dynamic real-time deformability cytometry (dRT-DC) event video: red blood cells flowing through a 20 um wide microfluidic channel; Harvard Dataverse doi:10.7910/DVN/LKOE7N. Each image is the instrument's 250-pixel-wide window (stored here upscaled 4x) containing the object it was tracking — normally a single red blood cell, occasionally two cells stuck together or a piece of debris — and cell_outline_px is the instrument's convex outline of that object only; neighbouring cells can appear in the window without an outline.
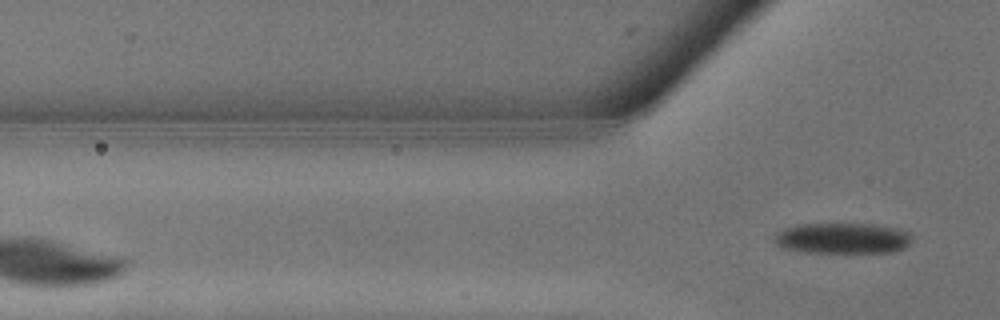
{"species": "common noctule bat (a hibernating species)", "species_latin": "Nyctalus noctula", "temperature_condition": "warm", "stored_images_in_passage": 4, "camera_frame_rate_fps": 3000, "um_per_image_px": 0.085, "animal": {"sex": "male", "body_mass_g": 13.3}, "frame": {"image": 1, "passage_image": 4, "time_ms": 1.0, "image_size_px": [1000, 320], "cell_outline_px": [[912, 240], [904, 248], [892, 252], [808, 252], [784, 248], [776, 244], [776, 232], [784, 228], [796, 224], [876, 224], [900, 228], [908, 232], [912, 236]], "centroid_in_image_um": [71.66, 20.24], "position_along_channel_um": 54.1, "area_um2": 24.68}}